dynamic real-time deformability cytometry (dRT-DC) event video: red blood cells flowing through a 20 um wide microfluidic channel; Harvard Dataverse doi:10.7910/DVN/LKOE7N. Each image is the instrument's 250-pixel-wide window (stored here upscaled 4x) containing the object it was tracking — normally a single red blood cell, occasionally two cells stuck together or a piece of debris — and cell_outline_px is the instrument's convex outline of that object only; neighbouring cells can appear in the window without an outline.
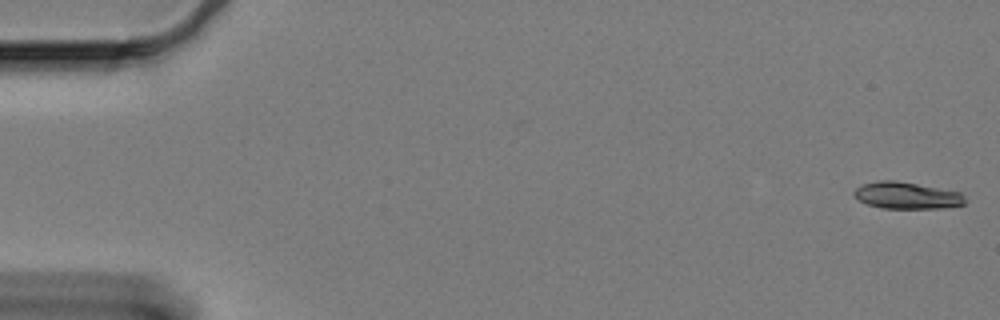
{"species": "Egyptian fruit bat (a non-hibernating species)", "species_latin": "Rousettus aegyptiacus", "temperature_condition": "cold", "stored_images_in_passage": 16, "camera_frame_rate_fps": 3000, "um_per_image_px": 0.085, "animal": {"sex": "female"}, "frame": {"image": 1, "passage_image": 1, "time_ms": 0.0, "image_size_px": [1000, 320], "cell_outline_px": [[964, 204], [944, 208], [880, 208], [868, 204], [860, 200], [852, 192], [856, 188], [864, 184], [876, 180], [896, 180], [960, 192], [964, 196]], "centroid_in_image_um": [77.06, 16.61], "position_along_channel_um": 7.9, "area_um2": 17.17}}